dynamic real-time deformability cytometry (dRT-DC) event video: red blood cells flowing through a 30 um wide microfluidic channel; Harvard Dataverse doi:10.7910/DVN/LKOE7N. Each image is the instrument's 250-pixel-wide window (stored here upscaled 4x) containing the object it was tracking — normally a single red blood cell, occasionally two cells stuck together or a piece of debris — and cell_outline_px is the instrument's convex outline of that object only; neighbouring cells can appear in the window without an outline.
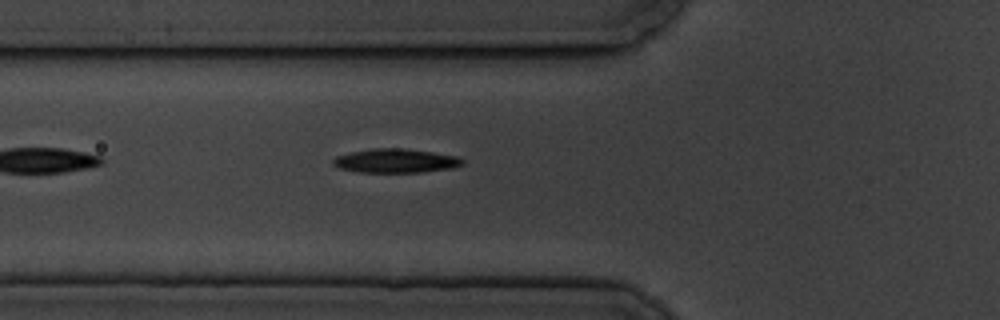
{"species": "common noctule bat (a hibernating species)", "species_latin": "Nyctalus noctula", "temperature_condition": "cold", "stored_images_in_passage": 6, "camera_frame_rate_fps": 3000, "um_per_image_px": 0.085, "animal": {"sex": "male", "body_mass_g": 19.5, "forearm_length_mm": 54.6}, "frame": {"image": 1, "passage_image": 6, "time_ms": 6.667, "image_size_px": [1000, 320], "cell_outline_px": [[464, 164], [452, 168], [420, 172], [360, 172], [340, 168], [332, 164], [332, 160], [336, 156], [352, 152], [372, 148], [404, 148], [432, 152], [456, 156], [464, 160]], "centroid_in_image_um": [33.63, 13.66], "position_along_channel_um": 92.2, "area_um2": 17.98}}